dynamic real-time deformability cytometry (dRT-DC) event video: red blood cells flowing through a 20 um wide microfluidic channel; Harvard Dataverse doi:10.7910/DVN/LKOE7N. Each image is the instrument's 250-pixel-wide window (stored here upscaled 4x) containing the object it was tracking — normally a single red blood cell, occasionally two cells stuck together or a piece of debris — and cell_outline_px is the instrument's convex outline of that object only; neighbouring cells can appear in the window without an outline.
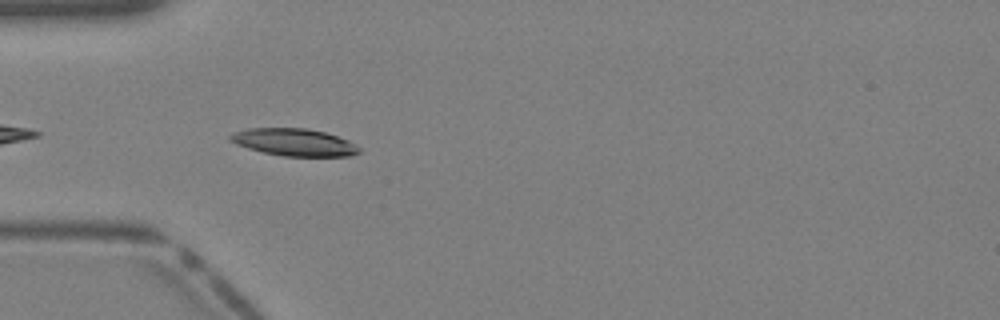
{"species": "Egyptian fruit bat (a non-hibernating species)", "species_latin": "Rousettus aegyptiacus", "temperature_condition": "warm", "stored_images_in_passage": 30, "camera_frame_rate_fps": 3000, "um_per_image_px": 0.085, "animal": {"sex": "female"}, "frame": {"image": 1, "passage_image": 3, "time_ms": 0.667, "image_size_px": [1000, 320], "cell_outline_px": [[360, 152], [352, 156], [284, 156], [264, 152], [248, 148], [236, 144], [228, 140], [228, 136], [232, 132], [248, 128], [308, 128], [324, 132], [348, 140], [360, 148]], "centroid_in_image_um": [24.97, 12.08], "position_along_channel_um": 60.0, "area_um2": 20.52}}
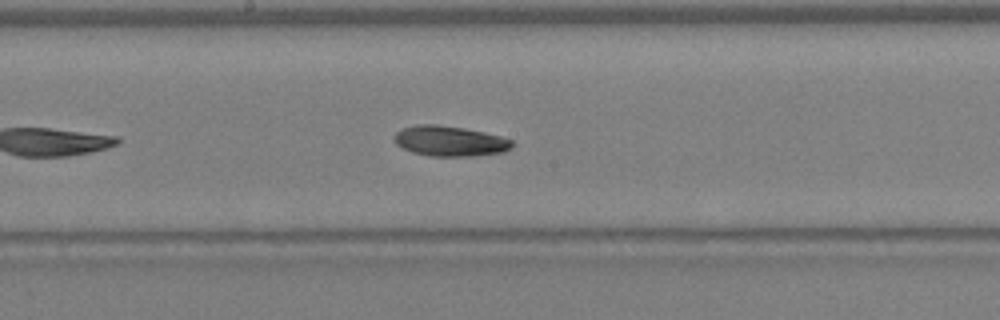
{"frame": {"image": 2, "passage_image": 12, "time_ms": 3.667, "image_size_px": [1000, 320], "cell_outline_px": [[516, 144], [512, 148], [504, 152], [472, 156], [432, 156], [412, 152], [396, 144], [392, 140], [392, 136], [400, 128], [420, 124], [436, 124], [464, 128], [484, 132], [500, 136], [512, 140]], "centroid_in_image_um": [38.23, 11.98], "position_along_channel_um": 210.0, "area_um2": 21.04}}
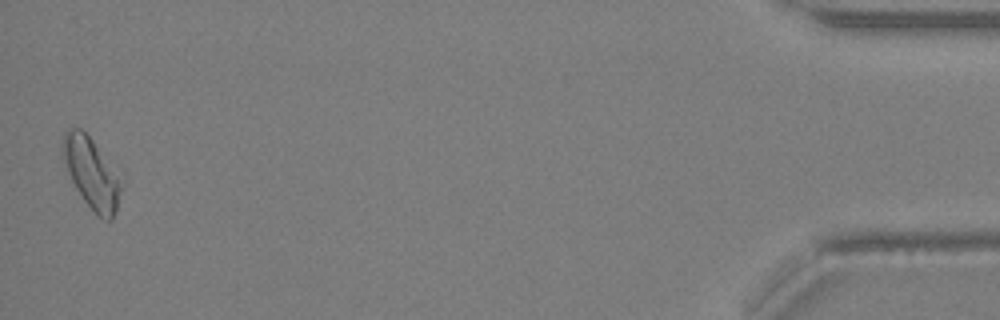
{"frame": {"image": 3, "passage_image": 30, "time_ms": 9.667, "image_size_px": [1000, 320], "cell_outline_px": [[120, 192], [116, 208], [112, 220], [104, 220], [84, 200], [76, 188], [68, 172], [64, 160], [64, 132], [68, 128], [80, 128], [92, 140], [116, 180], [120, 188]], "centroid_in_image_um": [7.7, 14.73], "position_along_channel_um": 427.5, "area_um2": 21.91}}